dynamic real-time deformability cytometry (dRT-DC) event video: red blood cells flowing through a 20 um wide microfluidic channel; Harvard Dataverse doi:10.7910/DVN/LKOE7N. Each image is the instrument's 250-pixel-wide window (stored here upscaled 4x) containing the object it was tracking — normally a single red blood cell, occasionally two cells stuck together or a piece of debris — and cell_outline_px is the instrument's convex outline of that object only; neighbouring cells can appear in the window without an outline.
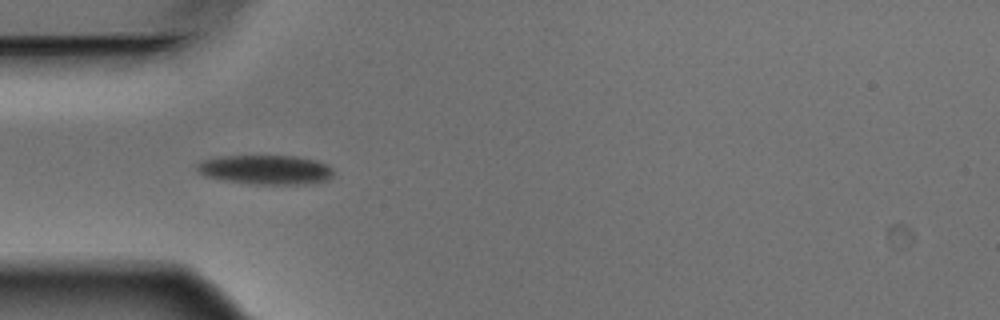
{"species": "Egyptian fruit bat (a non-hibernating species)", "species_latin": "Rousettus aegyptiacus", "temperature_condition": "warm", "stored_images_in_passage": 5, "camera_frame_rate_fps": 3000, "um_per_image_px": 0.085, "animal": {"sex": "male"}, "frame": {"image": 1, "passage_image": 4, "time_ms": 1.0, "image_size_px": [1000, 320], "cell_outline_px": [[332, 176], [324, 180], [300, 184], [252, 184], [224, 180], [204, 176], [196, 168], [196, 164], [204, 160], [220, 156], [296, 156], [316, 160], [328, 164], [332, 168]], "centroid_in_image_um": [22.56, 14.42], "position_along_channel_um": 62.4, "area_um2": 23.18}}
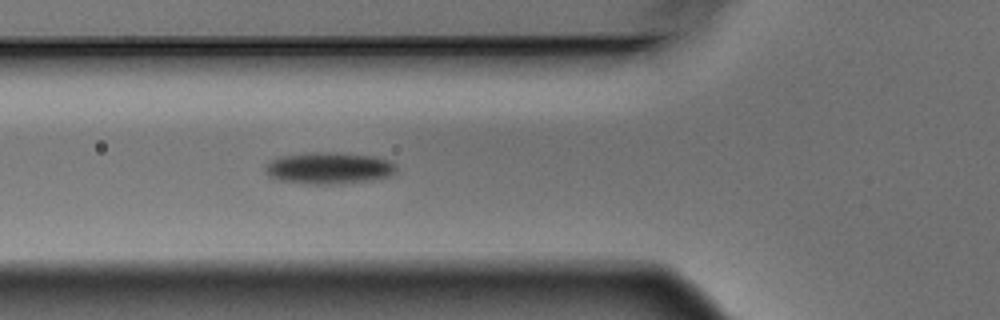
{"frame": {"image": 2, "passage_image": 5, "time_ms": 1.333, "image_size_px": [1000, 320], "cell_outline_px": [[396, 172], [388, 176], [372, 180], [344, 184], [312, 184], [280, 180], [268, 176], [264, 168], [272, 160], [280, 156], [316, 152], [372, 156], [388, 160], [396, 164]], "centroid_in_image_um": [27.97, 14.31], "position_along_channel_um": 97.8, "area_um2": 23.87}}